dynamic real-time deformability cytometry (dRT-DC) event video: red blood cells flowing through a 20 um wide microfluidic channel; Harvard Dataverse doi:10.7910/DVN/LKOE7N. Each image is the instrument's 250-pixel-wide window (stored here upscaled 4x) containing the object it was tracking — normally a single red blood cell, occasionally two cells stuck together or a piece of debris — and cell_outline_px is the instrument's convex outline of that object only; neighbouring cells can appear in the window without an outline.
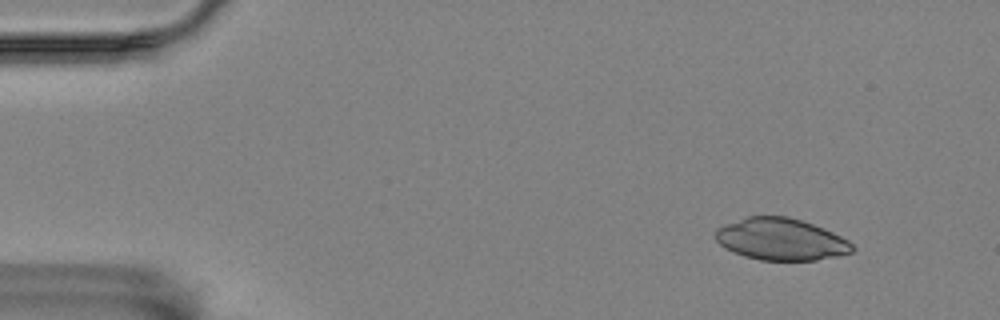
{"species": "Egyptian fruit bat (a non-hibernating species)", "species_latin": "Rousettus aegyptiacus", "temperature_condition": "room temperature", "stored_images_in_passage": 4, "camera_frame_rate_fps": 3000, "um_per_image_px": 0.085, "animal": {"sex": "female"}, "frame": {"image": 1, "passage_image": 1, "time_ms": 0.0, "image_size_px": [1000, 320], "cell_outline_px": [[856, 248], [852, 252], [836, 256], [816, 260], [760, 260], [744, 256], [724, 248], [716, 240], [716, 228], [724, 224], [748, 216], [788, 216], [824, 228], [848, 240]], "centroid_in_image_um": [66.37, 20.34], "position_along_channel_um": 18.6, "area_um2": 33.35}}